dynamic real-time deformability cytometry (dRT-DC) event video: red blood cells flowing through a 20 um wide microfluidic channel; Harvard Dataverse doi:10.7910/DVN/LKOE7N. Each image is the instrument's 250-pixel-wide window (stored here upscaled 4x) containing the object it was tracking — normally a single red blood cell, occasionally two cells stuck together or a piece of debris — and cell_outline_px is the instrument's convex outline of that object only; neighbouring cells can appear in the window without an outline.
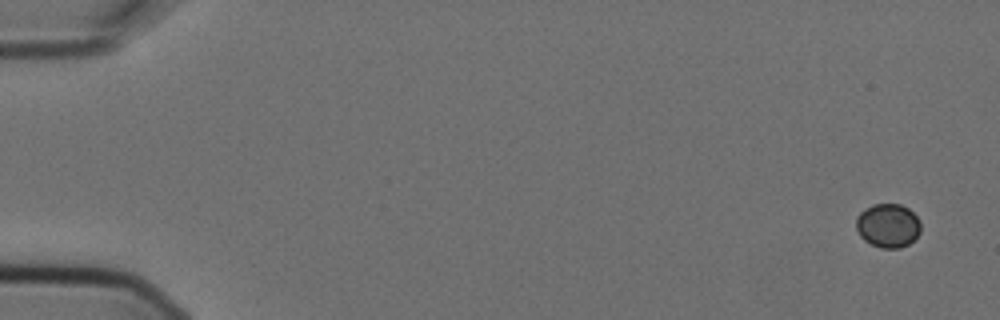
{"species": "Egyptian fruit bat (a non-hibernating species)", "species_latin": "Rousettus aegyptiacus", "temperature_condition": "cold", "stored_images_in_passage": 5, "camera_frame_rate_fps": 3000, "um_per_image_px": 0.085, "animal": {"sex": "female"}, "frame": {"image": 1, "passage_image": 1, "time_ms": 0.0, "image_size_px": [1000, 320], "cell_outline_px": [[920, 232], [908, 244], [900, 248], [880, 248], [864, 240], [860, 236], [856, 228], [856, 216], [864, 208], [872, 204], [900, 204], [908, 208], [916, 216], [920, 224]], "centroid_in_image_um": [75.44, 19.16], "position_along_channel_um": 9.6, "area_um2": 16.53}}
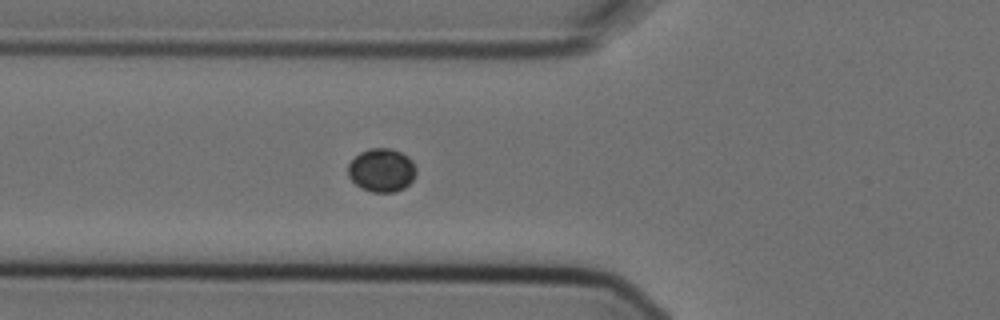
{"frame": {"image": 2, "passage_image": 5, "time_ms": 1.333, "image_size_px": [1000, 320], "cell_outline_px": [[416, 172], [412, 180], [404, 188], [396, 192], [372, 192], [360, 188], [348, 176], [348, 164], [360, 152], [368, 148], [388, 148], [400, 152], [408, 156], [412, 160], [416, 168]], "centroid_in_image_um": [32.44, 14.47], "position_along_channel_um": 93.4, "area_um2": 17.28}}